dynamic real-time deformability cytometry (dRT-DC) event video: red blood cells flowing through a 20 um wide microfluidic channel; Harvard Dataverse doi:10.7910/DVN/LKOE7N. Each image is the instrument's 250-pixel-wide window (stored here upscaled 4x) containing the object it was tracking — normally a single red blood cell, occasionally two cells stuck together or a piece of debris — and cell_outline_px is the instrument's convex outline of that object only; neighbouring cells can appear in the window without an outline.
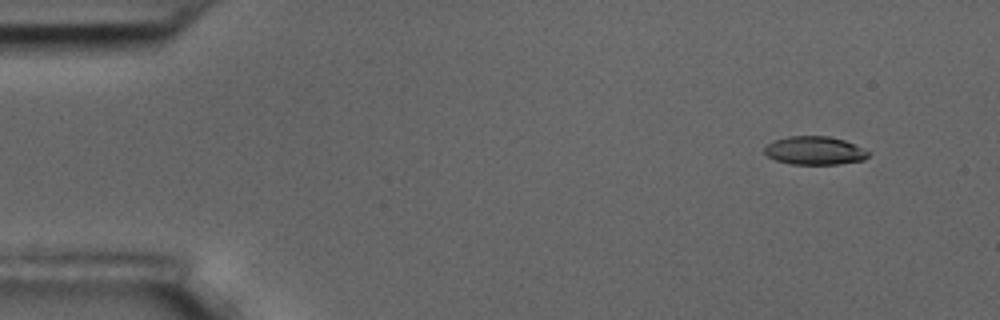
{"species": "common noctule bat (a hibernating species)", "species_latin": "Nyctalus noctula", "temperature_condition": "room temperature", "stored_images_in_passage": 5, "camera_frame_rate_fps": 3000, "um_per_image_px": 0.085, "animal": {"sex": "male", "body_mass_g": 17.5, "forearm_length_mm": 52.3}, "frame": {"image": 1, "passage_image": 2, "time_ms": 1.0, "image_size_px": [1000, 320], "cell_outline_px": [[872, 152], [864, 160], [840, 164], [792, 164], [776, 160], [768, 156], [764, 152], [764, 148], [772, 140], [788, 136], [828, 136], [844, 140]], "centroid_in_image_um": [69.26, 12.8], "position_along_channel_um": 15.7, "area_um2": 17.22}}
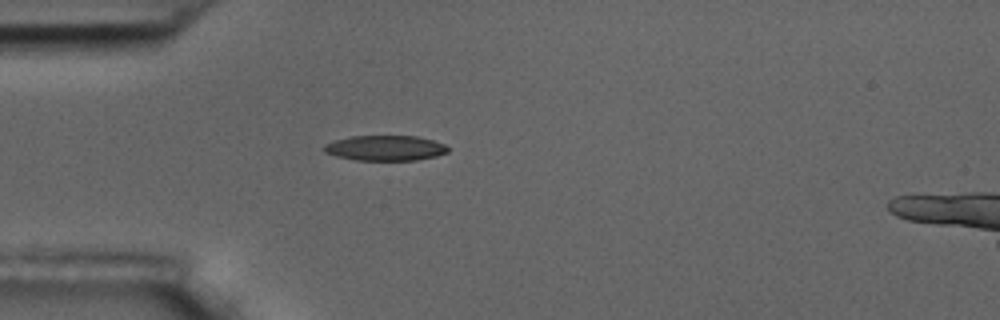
{"frame": {"image": 2, "passage_image": 5, "time_ms": 4.667, "image_size_px": [1000, 320], "cell_outline_px": [[448, 152], [436, 156], [416, 160], [356, 160], [336, 156], [324, 152], [320, 148], [324, 144], [336, 140], [352, 136], [416, 136], [432, 140], [444, 144], [448, 148]], "centroid_in_image_um": [32.71, 12.58], "position_along_channel_um": 52.3, "area_um2": 18.21}}